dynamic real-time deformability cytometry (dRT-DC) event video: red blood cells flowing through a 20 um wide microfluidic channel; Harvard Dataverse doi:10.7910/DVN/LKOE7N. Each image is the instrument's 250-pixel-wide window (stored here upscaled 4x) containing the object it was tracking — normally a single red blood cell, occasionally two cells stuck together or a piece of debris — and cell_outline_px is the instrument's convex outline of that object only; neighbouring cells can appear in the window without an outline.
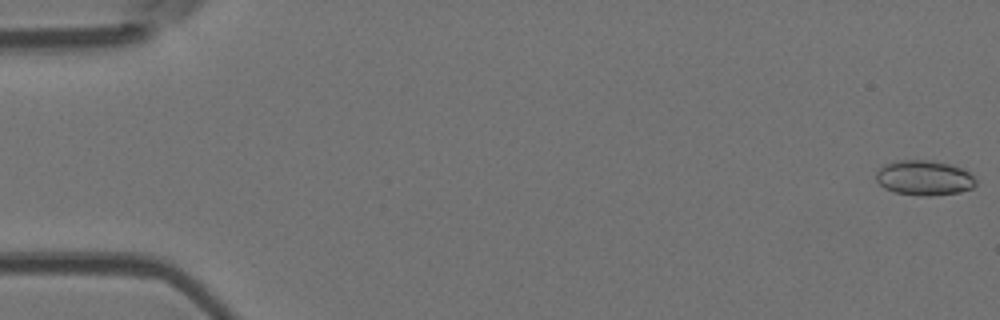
{"species": "Egyptian fruit bat (a non-hibernating species)", "species_latin": "Rousettus aegyptiacus", "temperature_condition": "room temperature", "stored_images_in_passage": 17, "camera_frame_rate_fps": 3000, "um_per_image_px": 0.085, "animal": {"sex": "female"}, "frame": {"image": 1, "passage_image": 1, "time_ms": 0.0, "image_size_px": [1000, 320], "cell_outline_px": [[976, 184], [972, 188], [960, 192], [928, 196], [920, 196], [896, 192], [884, 188], [876, 180], [876, 172], [884, 164], [896, 160], [928, 160], [952, 164], [964, 168], [976, 180]], "centroid_in_image_um": [78.56, 15.11], "position_along_channel_um": 6.4, "area_um2": 20.46}}
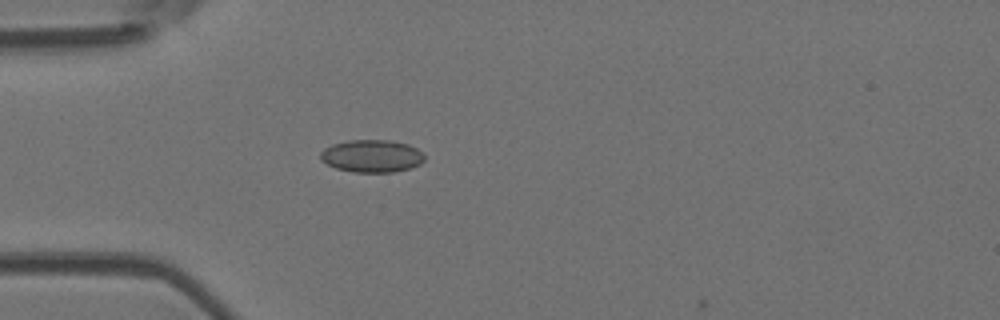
{"frame": {"image": 2, "passage_image": 16, "time_ms": 5.0, "image_size_px": [1000, 320], "cell_outline_px": [[424, 160], [420, 164], [412, 168], [392, 172], [352, 172], [336, 168], [320, 160], [320, 152], [324, 148], [332, 144], [348, 140], [388, 140], [408, 144], [424, 152]], "centroid_in_image_um": [31.61, 13.26], "position_along_channel_um": 53.4, "area_um2": 19.88}}